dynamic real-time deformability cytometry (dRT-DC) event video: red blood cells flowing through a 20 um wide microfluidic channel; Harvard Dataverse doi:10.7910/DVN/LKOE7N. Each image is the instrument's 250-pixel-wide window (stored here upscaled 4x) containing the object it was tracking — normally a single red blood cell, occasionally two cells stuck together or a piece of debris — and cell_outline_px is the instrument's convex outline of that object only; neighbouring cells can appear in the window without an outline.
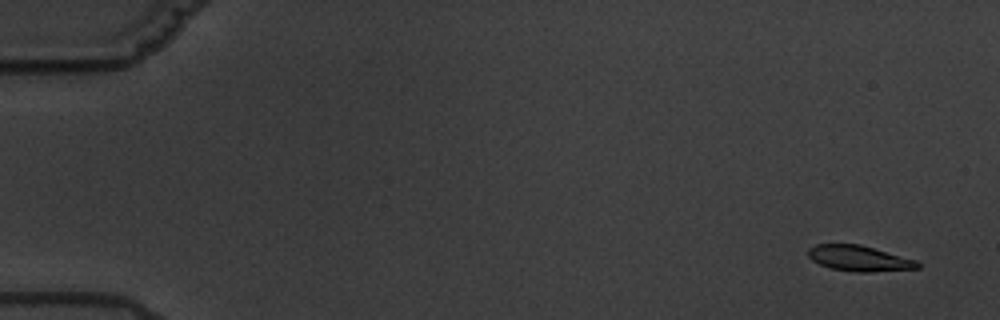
{"species": "common noctule bat (a hibernating species)", "species_latin": "Nyctalus noctula", "temperature_condition": "warm", "stored_images_in_passage": 7, "camera_frame_rate_fps": 3000, "um_per_image_px": 0.085, "animal": {"sex": "male", "body_mass_g": 19.5, "forearm_length_mm": 54.6}, "frame": {"image": 1, "passage_image": 1, "time_ms": 0.0, "image_size_px": [1000, 320], "cell_outline_px": [[920, 268], [868, 272], [856, 272], [832, 268], [820, 264], [812, 260], [808, 256], [808, 248], [816, 244], [860, 244], [916, 260], [920, 264]], "centroid_in_image_um": [73.02, 21.95], "position_along_channel_um": 12.0, "area_um2": 16.18}}
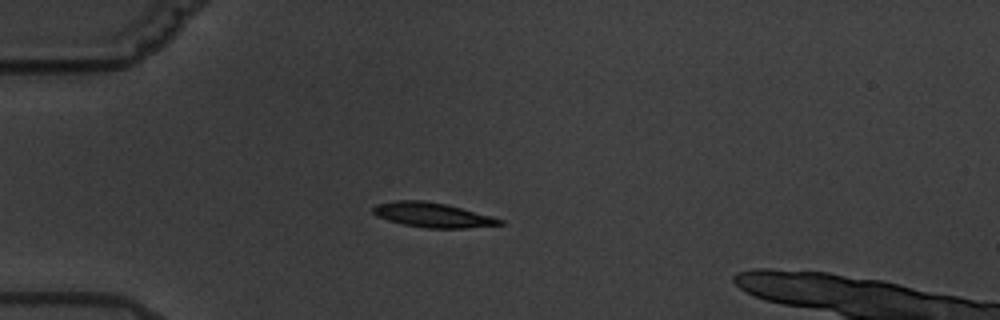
{"frame": {"image": 2, "passage_image": 5, "time_ms": 4.667, "image_size_px": [1000, 320], "cell_outline_px": [[504, 224], [464, 228], [424, 228], [404, 224], [388, 220], [376, 216], [372, 212], [372, 208], [376, 204], [396, 200], [424, 200], [444, 204], [492, 216], [504, 220]], "centroid_in_image_um": [36.74, 18.27], "position_along_channel_um": 48.3, "area_um2": 18.09}}